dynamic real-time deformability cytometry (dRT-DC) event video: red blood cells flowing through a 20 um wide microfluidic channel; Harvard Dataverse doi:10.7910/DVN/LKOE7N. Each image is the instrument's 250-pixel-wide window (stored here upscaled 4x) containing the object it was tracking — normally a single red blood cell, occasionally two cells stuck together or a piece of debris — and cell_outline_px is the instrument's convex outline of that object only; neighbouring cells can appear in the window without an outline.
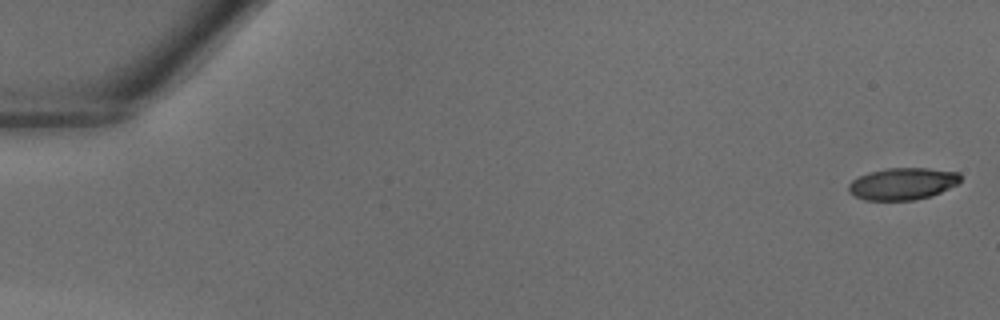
{"species": "common noctule bat (a hibernating species)", "species_latin": "Nyctalus noctula", "temperature_condition": "warm", "stored_images_in_passage": 41, "camera_frame_rate_fps": 3000, "um_per_image_px": 0.085, "animal": {"sex": "male", "body_mass_g": 18.8}, "frame": {"image": 1, "passage_image": 1, "time_ms": 0.0, "image_size_px": [1000, 320], "cell_outline_px": [[960, 180], [956, 184], [932, 196], [916, 200], [864, 200], [848, 192], [848, 184], [852, 180], [860, 176], [872, 172], [888, 168], [928, 168], [960, 172]], "centroid_in_image_um": [76.72, 15.62], "position_along_channel_um": 8.3, "area_um2": 20.75}}
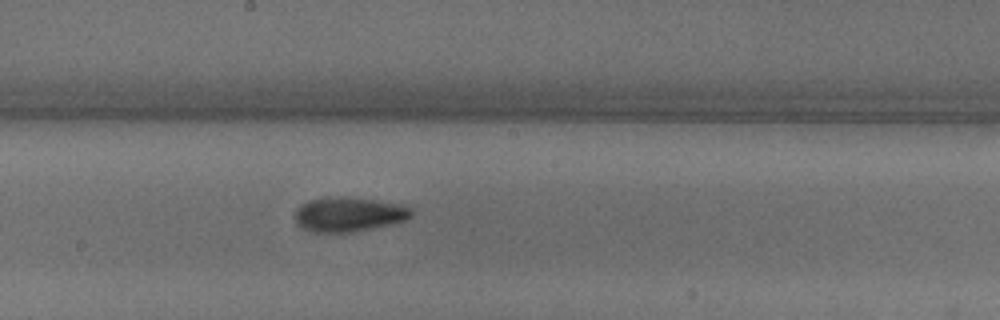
{"frame": {"image": 2, "passage_image": 23, "time_ms": 7.333, "image_size_px": [1000, 320], "cell_outline_px": [[412, 216], [408, 220], [392, 224], [352, 232], [308, 232], [296, 224], [296, 208], [308, 200], [372, 200], [400, 204], [412, 208]], "centroid_in_image_um": [29.67, 18.29], "position_along_channel_um": 218.5, "area_um2": 22.48}}
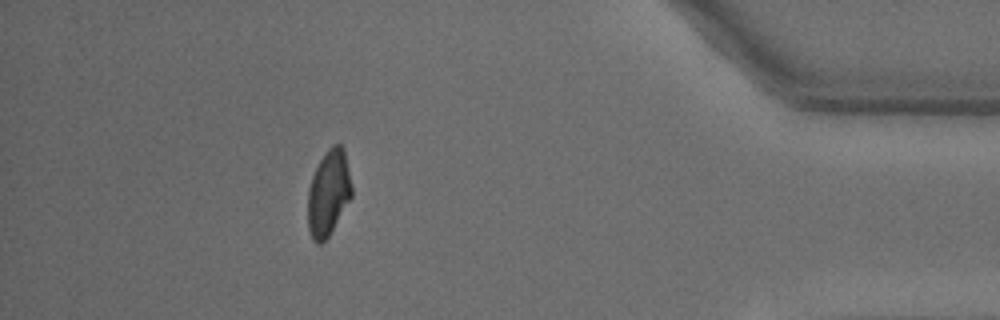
{"frame": {"image": 3, "passage_image": 37, "time_ms": 12.0, "image_size_px": [1000, 320], "cell_outline_px": [[352, 196], [328, 236], [320, 244], [316, 244], [312, 240], [308, 228], [308, 188], [312, 176], [320, 160], [328, 148], [332, 144], [340, 144], [344, 148], [352, 188]], "centroid_in_image_um": [27.91, 16.4], "position_along_channel_um": 407.3, "area_um2": 21.79}}